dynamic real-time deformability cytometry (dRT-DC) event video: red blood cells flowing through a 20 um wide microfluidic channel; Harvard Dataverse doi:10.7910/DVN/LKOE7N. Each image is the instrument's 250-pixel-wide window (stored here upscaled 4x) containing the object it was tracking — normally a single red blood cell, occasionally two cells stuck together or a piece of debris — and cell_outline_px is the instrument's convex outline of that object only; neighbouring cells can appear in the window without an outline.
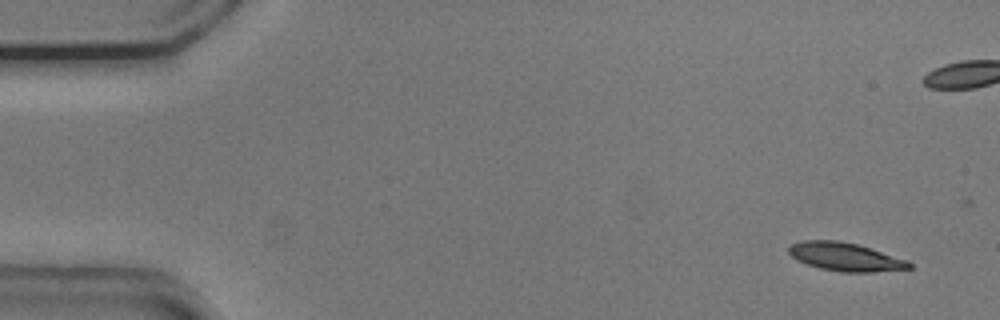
{"species": "common noctule bat (a hibernating species)", "species_latin": "Nyctalus noctula", "temperature_condition": "cold", "stored_images_in_passage": 9, "camera_frame_rate_fps": 3000, "um_per_image_px": 0.085, "animal": {"sex": "male", "body_mass_g": 20.5, "forearm_length_mm": 52.5}, "frame": {"image": 1, "passage_image": 1, "time_ms": 0.0, "image_size_px": [1000, 320], "cell_outline_px": [[912, 268], [872, 272], [840, 272], [820, 268], [796, 260], [788, 252], [788, 248], [792, 244], [800, 240], [836, 240], [856, 244], [908, 260], [912, 264]], "centroid_in_image_um": [71.83, 21.83], "position_along_channel_um": 13.2, "area_um2": 19.77}}